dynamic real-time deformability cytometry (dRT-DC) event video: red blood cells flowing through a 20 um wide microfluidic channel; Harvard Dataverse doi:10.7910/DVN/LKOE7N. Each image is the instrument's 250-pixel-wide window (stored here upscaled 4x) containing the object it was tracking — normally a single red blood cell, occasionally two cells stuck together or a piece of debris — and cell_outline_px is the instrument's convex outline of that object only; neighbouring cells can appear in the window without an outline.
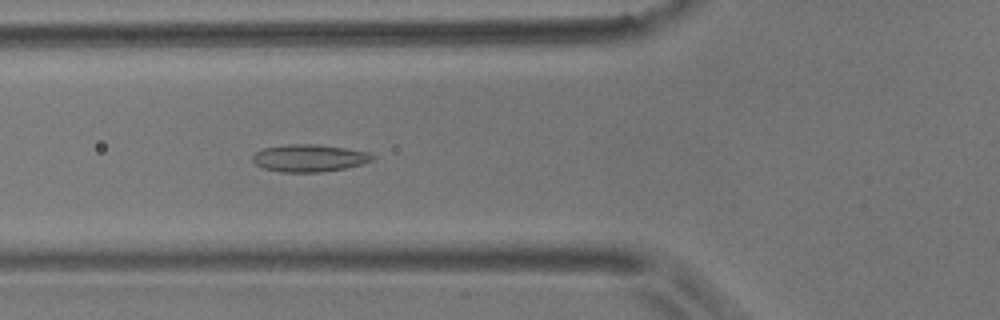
{"species": "common noctule bat (a hibernating species)", "species_latin": "Nyctalus noctula", "temperature_condition": "room temperature", "stored_images_in_passage": 6, "camera_frame_rate_fps": 3000, "um_per_image_px": 0.085, "animal": {"sex": "male", "body_mass_g": 17.9}, "frame": {"image": 1, "passage_image": 6, "time_ms": 5.667, "image_size_px": [1000, 320], "cell_outline_px": [[376, 156], [372, 160], [364, 164], [344, 168], [320, 172], [280, 172], [264, 168], [256, 164], [252, 160], [252, 156], [256, 152], [264, 148], [288, 144], [316, 144], [348, 148], [368, 152]], "centroid_in_image_um": [26.31, 13.43], "position_along_channel_um": 99.5, "area_um2": 19.13}}